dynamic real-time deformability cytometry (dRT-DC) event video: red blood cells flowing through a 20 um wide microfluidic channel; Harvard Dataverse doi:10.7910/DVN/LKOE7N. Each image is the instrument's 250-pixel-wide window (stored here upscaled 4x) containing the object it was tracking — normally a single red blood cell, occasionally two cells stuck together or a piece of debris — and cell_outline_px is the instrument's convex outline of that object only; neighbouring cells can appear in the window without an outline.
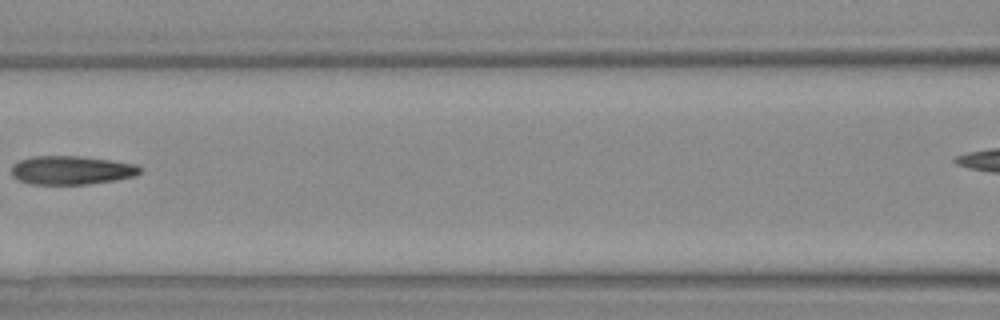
{"species": "Egyptian fruit bat (a non-hibernating species)", "species_latin": "Rousettus aegyptiacus", "temperature_condition": "warm", "stored_images_in_passage": 5, "camera_frame_rate_fps": 3000, "um_per_image_px": 0.085, "animal": {"sex": "female"}, "frame": {"image": 1, "passage_image": 4, "time_ms": 3.667, "image_size_px": [1000, 320], "cell_outline_px": [[140, 172], [136, 176], [116, 180], [88, 184], [32, 184], [16, 180], [12, 176], [12, 164], [20, 160], [32, 156], [80, 156], [136, 164], [140, 168]], "centroid_in_image_um": [6.04, 14.47], "position_along_channel_um": 160.6, "area_um2": 21.5}}